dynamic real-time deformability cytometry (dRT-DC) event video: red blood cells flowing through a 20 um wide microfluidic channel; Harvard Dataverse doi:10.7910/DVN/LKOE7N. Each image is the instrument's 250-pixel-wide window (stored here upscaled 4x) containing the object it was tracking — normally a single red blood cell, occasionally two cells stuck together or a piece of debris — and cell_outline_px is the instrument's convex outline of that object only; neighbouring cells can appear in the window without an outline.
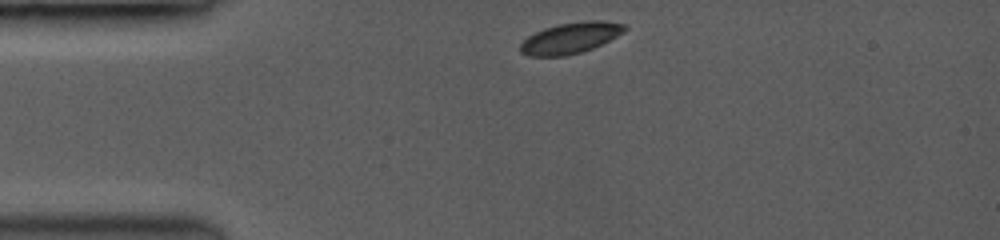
{"species": "common noctule bat (a hibernating species)", "species_latin": "Nyctalus noctula", "temperature_condition": "room temperature", "stored_images_in_passage": 41, "camera_frame_rate_fps": 3500, "um_per_image_px": 0.085, "animal": {"sex": "female", "body_mass_g": 19.0, "forearm_length_mm": 53.3}, "frame": {"image": 1, "passage_image": 1, "time_ms": 0.0, "image_size_px": [1000, 240], "cell_outline_px": [[628, 28], [616, 36], [592, 48], [580, 52], [564, 56], [532, 56], [520, 52], [520, 44], [528, 36], [544, 28], [560, 24], [588, 20], [596, 20], [624, 24]], "centroid_in_image_um": [48.46, 3.23], "position_along_channel_um": 36.5, "area_um2": 18.44}}
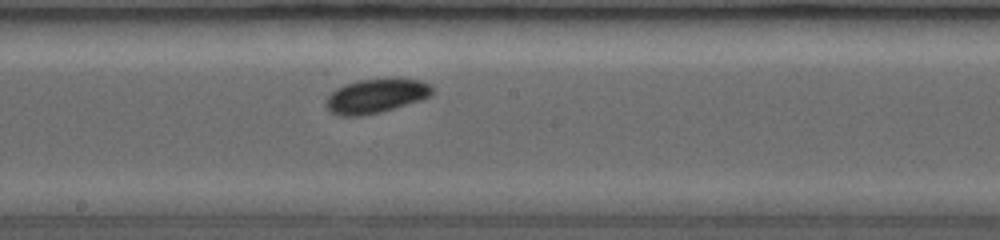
{"frame": {"image": 2, "passage_image": 20, "time_ms": 5.429, "image_size_px": [1000, 240], "cell_outline_px": [[432, 92], [428, 96], [392, 108], [360, 116], [340, 116], [332, 112], [328, 108], [328, 96], [332, 92], [344, 84], [360, 80], [396, 76], [420, 80], [428, 84], [432, 88]], "centroid_in_image_um": [31.96, 8.1], "position_along_channel_um": 216.2, "area_um2": 20.81}}
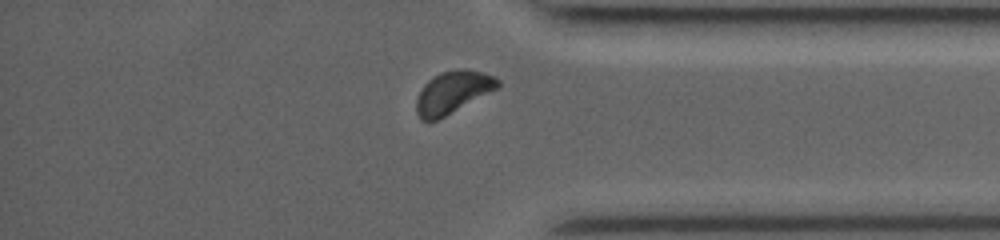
{"frame": {"image": 3, "passage_image": 36, "time_ms": 10.0, "image_size_px": [1000, 240], "cell_outline_px": [[500, 84], [496, 88], [444, 116], [428, 124], [420, 120], [416, 112], [416, 100], [424, 84], [432, 76], [440, 72], [464, 68], [480, 72], [492, 76], [500, 80]], "centroid_in_image_um": [38.41, 7.85], "position_along_channel_um": 396.8, "area_um2": 19.71}, "authors_computed_cell_mechanics": {"area_um2": 19.5942, "velocity_mm_per_s": 3.9691, "shape_relaxation_time_tau1_ms": 2.2658, "shape_relaxation_time_tau2_ms": null, "deformation_change_tau1": 0.0729, "deformation_change_tau2": null}}